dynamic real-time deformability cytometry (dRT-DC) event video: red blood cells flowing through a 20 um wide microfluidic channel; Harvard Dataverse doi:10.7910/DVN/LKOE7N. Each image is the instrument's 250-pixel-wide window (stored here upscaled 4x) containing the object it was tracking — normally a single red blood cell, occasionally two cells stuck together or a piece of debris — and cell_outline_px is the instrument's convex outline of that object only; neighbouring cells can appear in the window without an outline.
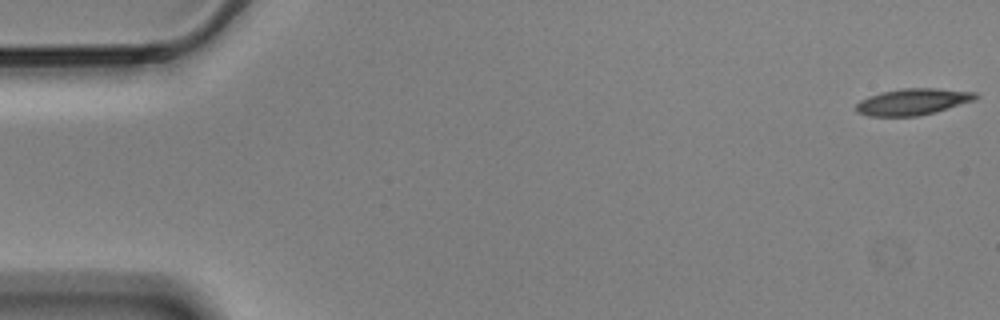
{"species": "Egyptian fruit bat (a non-hibernating species)", "species_latin": "Rousettus aegyptiacus", "temperature_condition": "cold", "stored_images_in_passage": 58, "camera_frame_rate_fps": 3000, "um_per_image_px": 0.085, "animal": {"sex": "male"}, "frame": {"image": 1, "passage_image": 1, "time_ms": 0.0, "image_size_px": [1000, 320], "cell_outline_px": [[980, 96], [976, 100], [936, 112], [916, 116], [868, 116], [856, 112], [856, 104], [860, 100], [868, 96], [880, 92], [900, 88], [936, 88], [976, 92]], "centroid_in_image_um": [77.6, 8.64], "position_along_channel_um": 7.4, "area_um2": 18.67}}
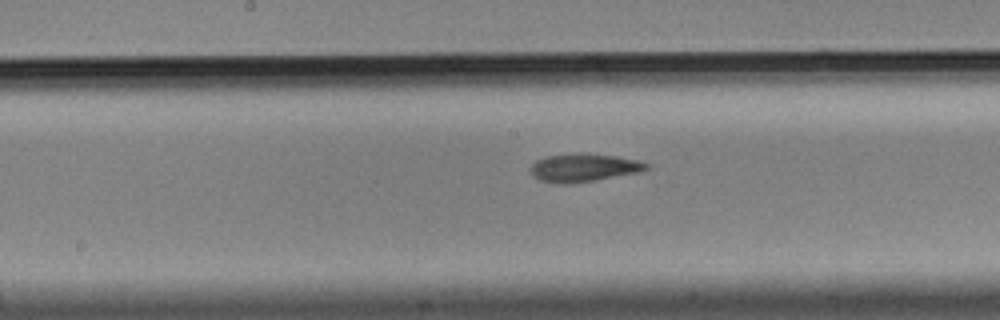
{"frame": {"image": 2, "passage_image": 29, "time_ms": 9.333, "image_size_px": [1000, 320], "cell_outline_px": [[652, 164], [648, 168], [636, 172], [596, 180], [564, 184], [556, 184], [540, 180], [532, 176], [528, 168], [536, 160], [548, 156], [580, 152], [616, 156], [636, 160]], "centroid_in_image_um": [49.56, 14.25], "position_along_channel_um": 198.6, "area_um2": 19.02}}
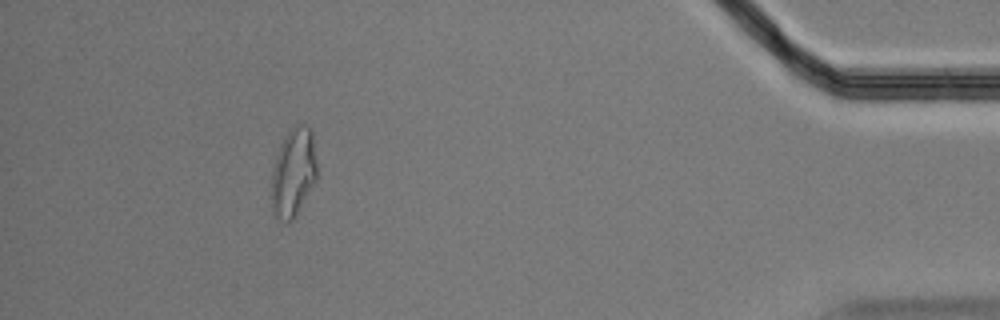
{"frame": {"image": 3, "passage_image": 52, "time_ms": 17.0, "image_size_px": [1000, 320], "cell_outline_px": [[316, 180], [296, 216], [292, 220], [280, 220], [272, 212], [272, 172], [276, 156], [280, 144], [284, 136], [296, 124], [304, 124], [312, 132], [316, 160]], "centroid_in_image_um": [24.94, 14.65], "position_along_channel_um": 410.3, "area_um2": 23.29}}